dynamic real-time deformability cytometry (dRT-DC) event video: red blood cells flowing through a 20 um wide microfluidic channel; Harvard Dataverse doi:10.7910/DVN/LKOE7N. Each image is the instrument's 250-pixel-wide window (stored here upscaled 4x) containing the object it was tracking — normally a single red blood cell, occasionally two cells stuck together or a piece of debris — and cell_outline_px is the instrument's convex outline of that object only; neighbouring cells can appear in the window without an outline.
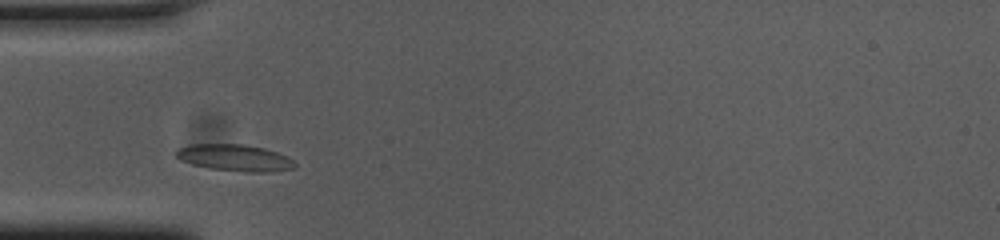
{"species": "common noctule bat (a hibernating species)", "species_latin": "Nyctalus noctula", "temperature_condition": "cold", "stored_images_in_passage": 29, "camera_frame_rate_fps": 3000, "um_per_image_px": 0.085, "animal": {"sex": "female", "body_mass_g": 23.0, "forearm_length_mm": 53.4}, "frame": {"image": 1, "passage_image": 2, "time_ms": 0.333, "image_size_px": [1000, 240], "cell_outline_px": [[296, 164], [292, 168], [272, 172], [244, 172], [212, 168], [192, 164], [180, 160], [176, 156], [176, 148], [188, 144], [244, 144], [264, 148], [276, 152], [292, 160]], "centroid_in_image_um": [19.91, 13.4], "position_along_channel_um": 65.1, "area_um2": 18.32}}
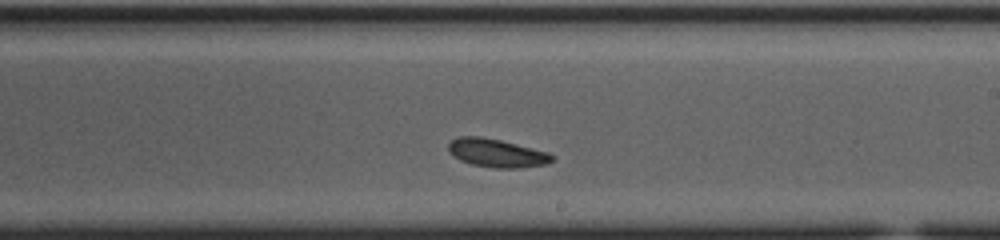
{"frame": {"image": 2, "passage_image": 17, "time_ms": 5.333, "image_size_px": [1000, 240], "cell_outline_px": [[556, 156], [552, 160], [544, 164], [516, 168], [496, 168], [472, 164], [460, 160], [452, 156], [448, 152], [448, 144], [452, 140], [460, 136], [480, 136], [500, 140], [548, 152]], "centroid_in_image_um": [42.18, 13.0], "position_along_channel_um": 246.8, "area_um2": 16.99}}
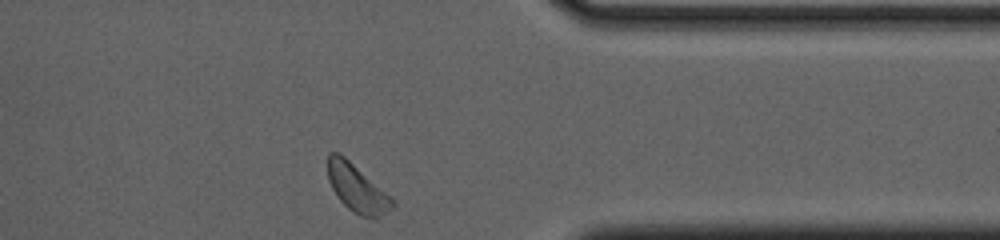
{"frame": {"image": 3, "passage_image": 29, "time_ms": 9.333, "image_size_px": [1000, 240], "cell_outline_px": [[396, 204], [380, 216], [360, 216], [352, 212], [340, 200], [332, 188], [328, 180], [328, 152], [340, 152], [392, 196], [396, 200]], "centroid_in_image_um": [30.35, 15.96], "position_along_channel_um": 381.0, "area_um2": 17.98}}